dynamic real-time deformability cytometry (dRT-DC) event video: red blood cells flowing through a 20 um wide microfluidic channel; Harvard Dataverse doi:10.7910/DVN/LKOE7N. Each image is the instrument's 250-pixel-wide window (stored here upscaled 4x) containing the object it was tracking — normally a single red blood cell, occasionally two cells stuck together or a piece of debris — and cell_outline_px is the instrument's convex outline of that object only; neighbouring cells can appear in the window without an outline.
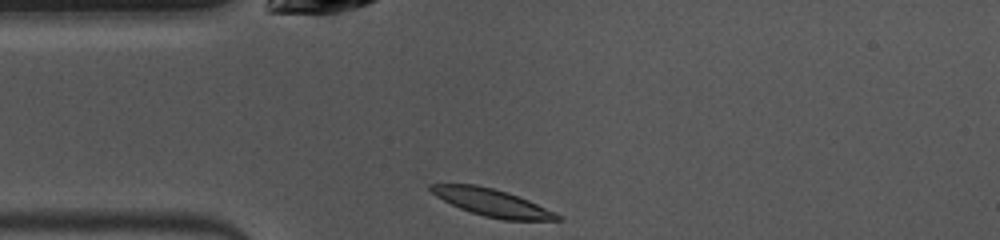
{"species": "common noctule bat (a hibernating species)", "species_latin": "Nyctalus noctula", "temperature_condition": "warm", "stored_images_in_passage": 39, "camera_frame_rate_fps": 3000, "um_per_image_px": 0.085, "animal": {"sex": "female", "body_mass_g": 10.0, "forearm_length_mm": 53.1}, "frame": {"image": 1, "passage_image": 1, "time_ms": 0.0, "image_size_px": [1000, 240], "cell_outline_px": [[564, 220], [504, 220], [484, 216], [460, 208], [436, 196], [428, 188], [428, 184], [476, 184], [508, 192], [528, 200], [556, 212]], "centroid_in_image_um": [41.84, 17.22], "position_along_channel_um": 43.2, "area_um2": 20.0}}
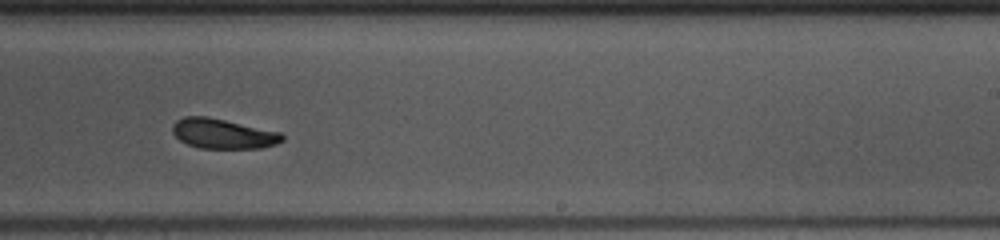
{"frame": {"image": 2, "passage_image": 19, "time_ms": 6.0, "image_size_px": [1000, 240], "cell_outline_px": [[284, 140], [276, 144], [260, 148], [200, 148], [188, 144], [180, 140], [172, 132], [172, 124], [176, 120], [184, 116], [204, 116], [224, 120], [280, 132], [284, 136]], "centroid_in_image_um": [18.93, 11.36], "position_along_channel_um": 270.1, "area_um2": 18.96}}
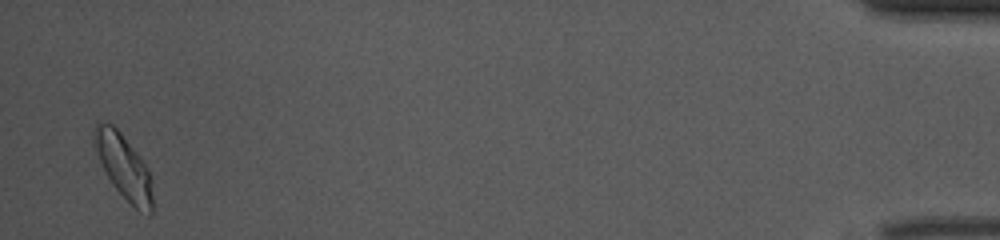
{"frame": {"image": 3, "passage_image": 38, "time_ms": 12.333, "image_size_px": [1000, 240], "cell_outline_px": [[152, 212], [148, 216], [140, 212], [112, 184], [92, 144], [92, 128], [96, 120], [112, 124], [120, 132], [136, 152], [148, 168], [152, 176]], "centroid_in_image_um": [10.5, 14.12], "position_along_channel_um": 424.7, "area_um2": 21.96}, "authors_computed_cell_mechanics": {"area_um2": 19.7676, "velocity_mm_per_s": 3.9542, "shape_relaxation_time_tau1_ms": 3.061, "shape_relaxation_time_tau2_ms": 3.3464, "deformation_change_tau1": 0.1188, "deformation_change_tau2": 0.103}}